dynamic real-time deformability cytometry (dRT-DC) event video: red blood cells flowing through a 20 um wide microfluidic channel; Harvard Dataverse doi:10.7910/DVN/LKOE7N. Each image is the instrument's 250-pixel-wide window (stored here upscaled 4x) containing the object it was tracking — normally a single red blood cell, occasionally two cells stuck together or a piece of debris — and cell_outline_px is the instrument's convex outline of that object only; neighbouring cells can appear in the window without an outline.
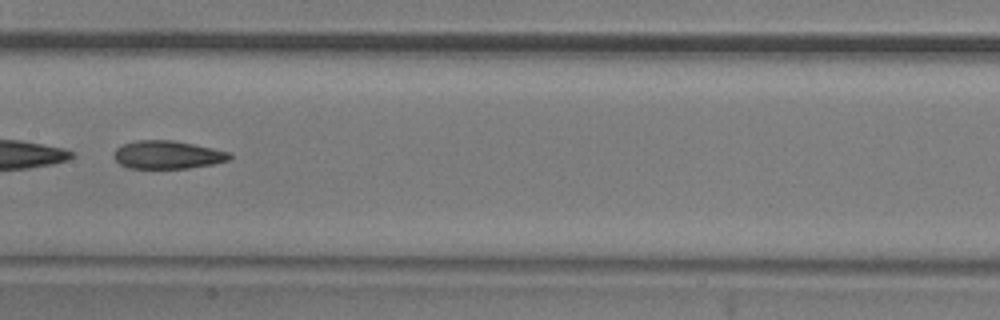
{"species": "common noctule bat (a hibernating species)", "species_latin": "Nyctalus noctula", "temperature_condition": "room temperature", "stored_images_in_passage": 51, "camera_frame_rate_fps": 3000, "um_per_image_px": 0.085, "animal": {"sex": "male", "body_mass_g": 20.5, "forearm_length_mm": 52.5}, "frame": {"image": 1, "passage_image": 26, "time_ms": 8.333, "image_size_px": [1000, 320], "cell_outline_px": [[232, 156], [228, 160], [212, 164], [188, 168], [128, 168], [120, 164], [112, 156], [112, 152], [116, 148], [124, 144], [136, 140], [172, 140], [232, 152]], "centroid_in_image_um": [14.21, 13.15], "position_along_channel_um": 193.2, "area_um2": 18.96}}
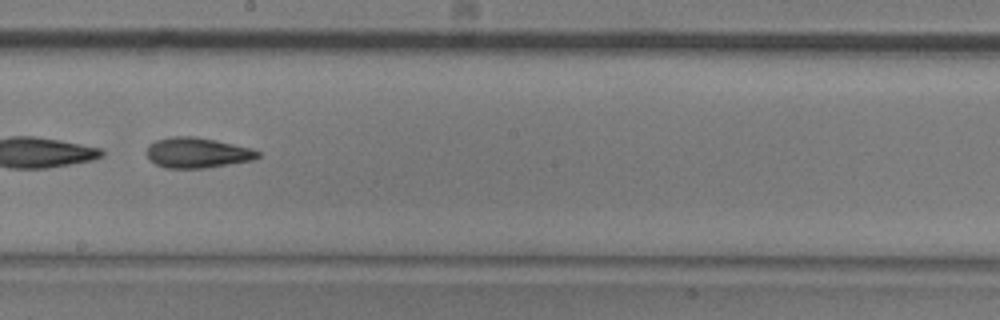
{"frame": {"image": 2, "passage_image": 29, "time_ms": 9.333, "image_size_px": [1000, 320], "cell_outline_px": [[260, 156], [256, 160], [204, 168], [164, 168], [156, 164], [144, 152], [148, 144], [156, 140], [172, 136], [196, 136], [216, 140], [252, 148], [260, 152]], "centroid_in_image_um": [16.78, 12.98], "position_along_channel_um": 231.4, "area_um2": 19.94}}